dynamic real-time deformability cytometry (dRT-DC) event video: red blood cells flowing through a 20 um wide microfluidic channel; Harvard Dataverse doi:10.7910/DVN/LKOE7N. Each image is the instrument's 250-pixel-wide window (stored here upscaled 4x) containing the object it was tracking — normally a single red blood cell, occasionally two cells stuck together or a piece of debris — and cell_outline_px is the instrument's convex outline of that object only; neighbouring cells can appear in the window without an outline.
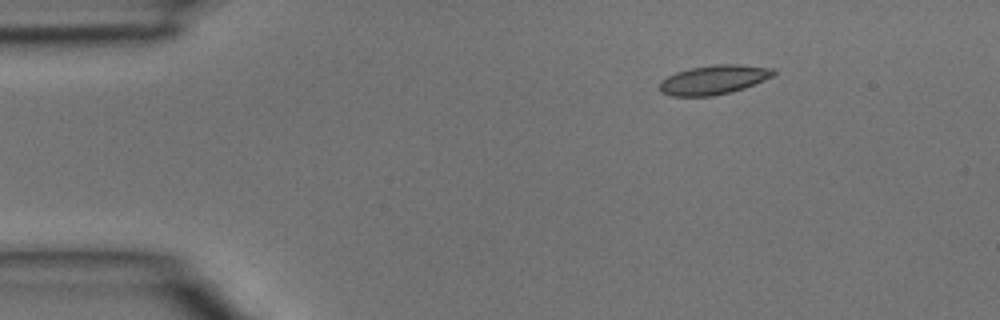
{"species": "common noctule bat (a hibernating species)", "species_latin": "Nyctalus noctula", "temperature_condition": "room temperature", "stored_images_in_passage": 5, "segment_of_instrument_passage": [2, 2], "camera_frame_rate_fps": 3000, "um_per_image_px": 0.085, "animal": {"sex": "male", "body_mass_g": 15.6}, "frame": {"image": 1, "passage_image": 5, "time_ms": 1.333, "image_size_px": [1000, 320], "cell_outline_px": [[776, 72], [772, 76], [764, 80], [744, 88], [732, 92], [712, 96], [672, 96], [660, 92], [660, 80], [676, 72], [692, 68], [712, 64], [736, 64], [772, 68]], "centroid_in_image_um": [60.65, 6.78], "position_along_channel_um": 24.4, "area_um2": 19.36}}